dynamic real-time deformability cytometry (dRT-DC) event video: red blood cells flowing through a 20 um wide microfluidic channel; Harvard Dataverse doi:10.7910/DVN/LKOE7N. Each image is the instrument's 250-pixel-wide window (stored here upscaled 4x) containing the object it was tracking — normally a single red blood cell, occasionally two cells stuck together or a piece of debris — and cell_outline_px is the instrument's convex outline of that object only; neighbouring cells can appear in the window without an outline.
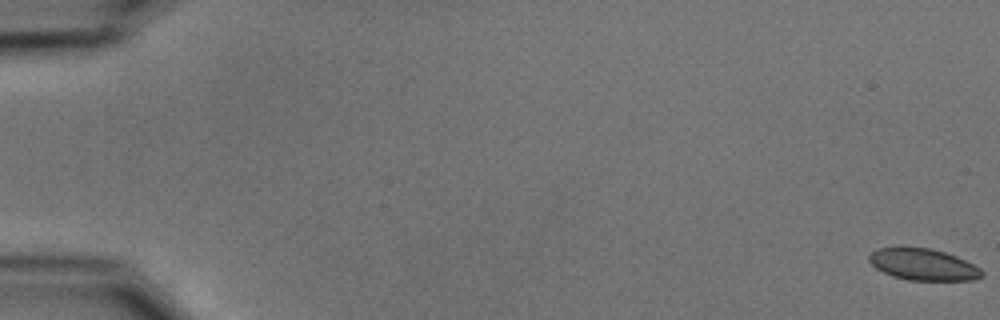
{"species": "common noctule bat (a hibernating species)", "species_latin": "Nyctalus noctula", "temperature_condition": "cold", "stored_images_in_passage": 55, "camera_frame_rate_fps": 3000, "um_per_image_px": 0.085, "animal": {"sex": "male", "body_mass_g": 15.6}, "frame": {"image": 1, "passage_image": 1, "time_ms": 0.0, "image_size_px": [1000, 320], "cell_outline_px": [[984, 276], [972, 280], [908, 280], [892, 276], [876, 268], [868, 260], [868, 256], [876, 248], [896, 244], [900, 244], [932, 248], [956, 256], [980, 268], [984, 272]], "centroid_in_image_um": [78.4, 22.43], "position_along_channel_um": 6.6, "area_um2": 21.44}}
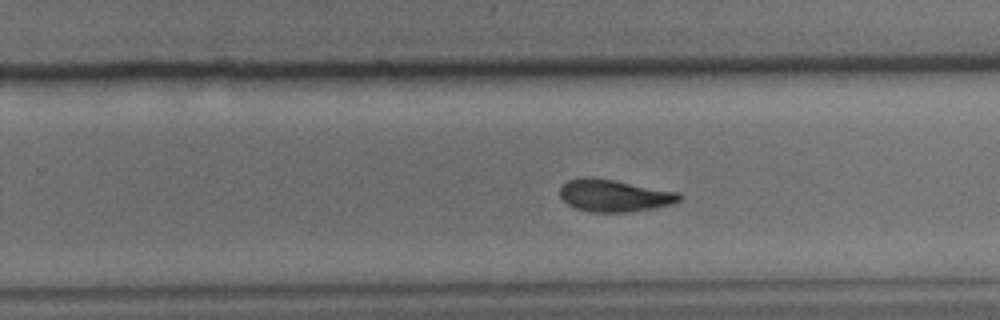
{"frame": {"image": 2, "passage_image": 36, "time_ms": 11.667, "image_size_px": [1000, 320], "cell_outline_px": [[684, 196], [680, 200], [672, 204], [652, 208], [628, 212], [592, 212], [576, 208], [568, 204], [560, 196], [560, 184], [568, 180], [592, 176], [680, 192]], "centroid_in_image_um": [52.22, 16.61], "position_along_channel_um": 277.6, "area_um2": 22.48}}
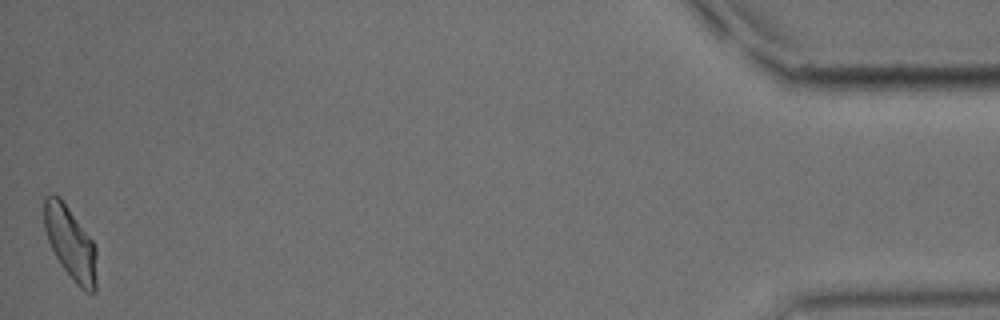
{"frame": {"image": 3, "passage_image": 55, "time_ms": 18.0, "image_size_px": [1000, 320], "cell_outline_px": [[96, 292], [88, 292], [80, 288], [76, 284], [60, 264], [48, 240], [44, 228], [44, 196], [52, 192], [60, 196], [92, 240], [96, 248]], "centroid_in_image_um": [5.98, 20.63], "position_along_channel_um": 429.2, "area_um2": 22.31}, "authors_computed_cell_mechanics": {"area_um2": 22.4842, "velocity_mm_per_s": 3.7355, "shape_relaxation_time_tau1_ms": 3.2083, "shape_relaxation_time_tau2_ms": 5.6559, "deformation_change_tau1": 0.1445, "deformation_change_tau2": 0.1117}}